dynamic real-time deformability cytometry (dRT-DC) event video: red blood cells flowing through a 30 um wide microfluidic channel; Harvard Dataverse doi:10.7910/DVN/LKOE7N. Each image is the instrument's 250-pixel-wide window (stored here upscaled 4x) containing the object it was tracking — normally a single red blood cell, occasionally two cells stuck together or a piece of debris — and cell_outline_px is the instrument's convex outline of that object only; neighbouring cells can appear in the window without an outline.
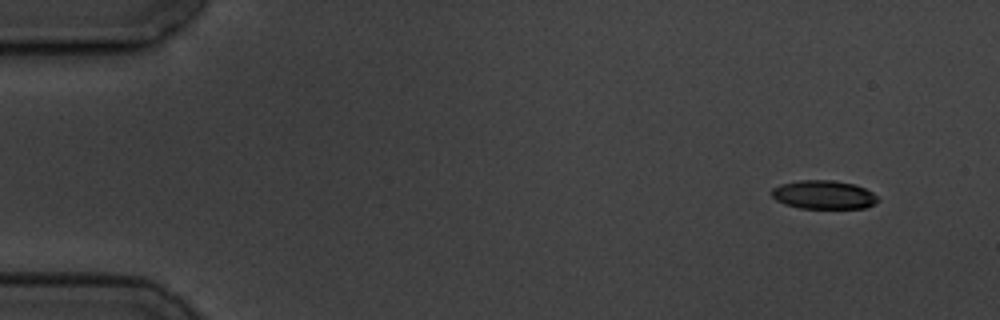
{"species": "common noctule bat (a hibernating species)", "species_latin": "Nyctalus noctula", "temperature_condition": "cold", "stored_images_in_passage": 4, "camera_frame_rate_fps": 3000, "um_per_image_px": 0.085, "animal": {"sex": "male", "body_mass_g": 19.5, "forearm_length_mm": 54.6}, "frame": {"image": 1, "passage_image": 1, "time_ms": 0.0, "image_size_px": [1000, 320], "cell_outline_px": [[880, 200], [876, 204], [864, 208], [800, 208], [784, 204], [776, 200], [772, 196], [772, 188], [780, 184], [800, 180], [832, 180], [856, 184], [872, 192]], "centroid_in_image_um": [70.02, 16.55], "position_along_channel_um": 15.0, "area_um2": 17.8}}
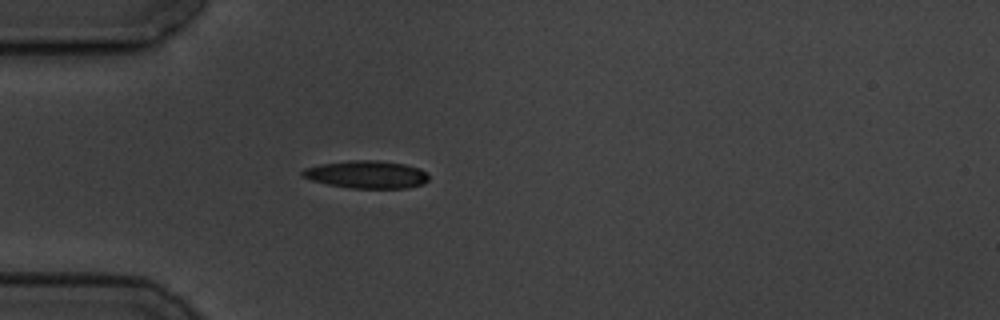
{"frame": {"image": 2, "passage_image": 4, "time_ms": 4.0, "image_size_px": [1000, 320], "cell_outline_px": [[428, 180], [424, 184], [408, 188], [352, 188], [328, 184], [312, 180], [300, 176], [300, 172], [304, 168], [320, 164], [348, 160], [376, 160], [404, 164], [420, 168], [428, 172]], "centroid_in_image_um": [31.17, 14.83], "position_along_channel_um": 53.8, "area_um2": 20.52}}